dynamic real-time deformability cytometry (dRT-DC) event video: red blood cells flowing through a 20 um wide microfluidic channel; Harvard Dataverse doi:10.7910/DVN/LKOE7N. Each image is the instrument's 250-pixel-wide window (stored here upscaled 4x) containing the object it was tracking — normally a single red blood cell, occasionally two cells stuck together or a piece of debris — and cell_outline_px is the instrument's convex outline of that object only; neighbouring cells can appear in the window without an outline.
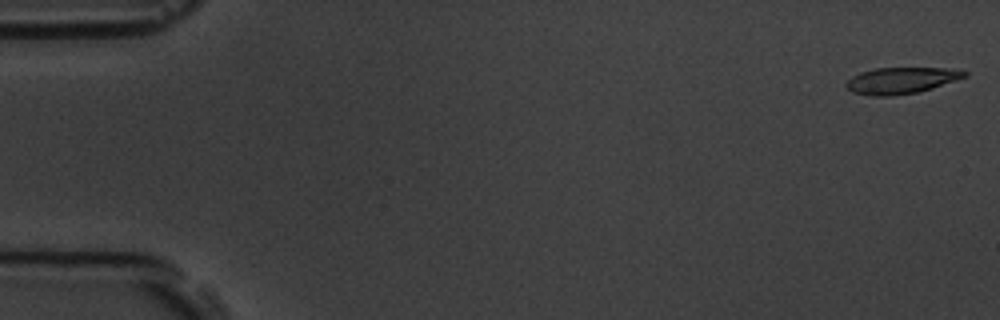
{"species": "common noctule bat (a hibernating species)", "species_latin": "Nyctalus noctula", "temperature_condition": "room temperature", "stored_images_in_passage": 5, "camera_frame_rate_fps": 3000, "um_per_image_px": 0.085, "animal": {"sex": "male", "body_mass_g": 19.5, "forearm_length_mm": 54.6}, "frame": {"image": 1, "passage_image": 1, "time_ms": 0.0, "image_size_px": [1000, 320], "cell_outline_px": [[968, 76], [932, 88], [916, 92], [892, 96], [872, 96], [852, 92], [844, 84], [852, 76], [860, 72], [876, 68], [944, 68], [968, 72]], "centroid_in_image_um": [76.57, 6.84], "position_along_channel_um": 8.4, "area_um2": 18.03}}
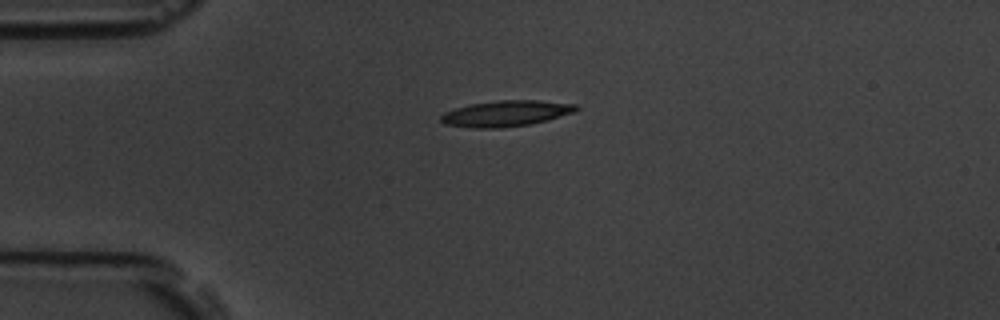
{"frame": {"image": 2, "passage_image": 4, "time_ms": 4.333, "image_size_px": [1000, 320], "cell_outline_px": [[580, 108], [576, 112], [548, 120], [532, 124], [500, 128], [476, 128], [444, 124], [440, 120], [440, 116], [444, 112], [456, 108], [472, 104], [496, 100], [536, 100], [576, 104]], "centroid_in_image_um": [43.04, 9.64], "position_along_channel_um": 42.0, "area_um2": 20.52}}